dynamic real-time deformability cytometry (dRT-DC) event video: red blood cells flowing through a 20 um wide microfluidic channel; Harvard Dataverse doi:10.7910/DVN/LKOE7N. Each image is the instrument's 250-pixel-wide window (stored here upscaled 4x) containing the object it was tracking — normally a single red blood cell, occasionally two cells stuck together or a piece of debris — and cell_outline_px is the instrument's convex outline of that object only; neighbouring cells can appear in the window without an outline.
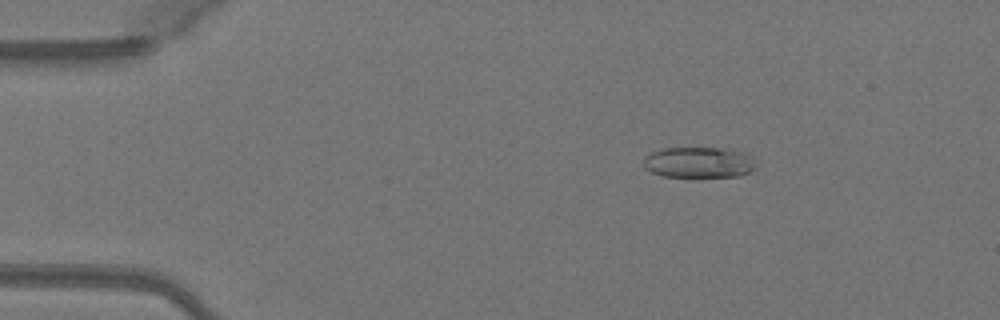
{"species": "Egyptian fruit bat (a non-hibernating species)", "species_latin": "Rousettus aegyptiacus", "temperature_condition": "warm", "stored_images_in_passage": 46, "camera_frame_rate_fps": 3000, "um_per_image_px": 0.085, "animal": {"sex": "female"}, "frame": {"image": 1, "passage_image": 5, "time_ms": 1.333, "image_size_px": [1000, 320], "cell_outline_px": [[752, 168], [748, 172], [740, 176], [696, 180], [692, 180], [660, 176], [644, 168], [644, 156], [660, 148], [728, 148], [744, 152], [752, 156]], "centroid_in_image_um": [59.34, 13.86], "position_along_channel_um": 25.7, "area_um2": 21.27}}
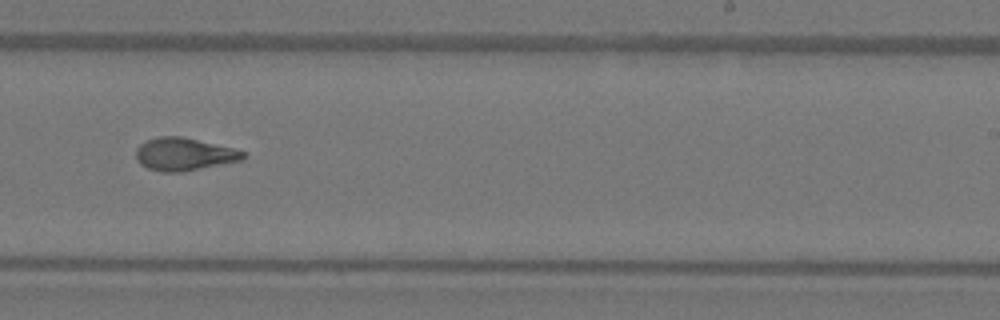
{"frame": {"image": 2, "passage_image": 28, "time_ms": 9.0, "image_size_px": [1000, 320], "cell_outline_px": [[244, 160], [180, 172], [160, 172], [148, 168], [140, 164], [136, 160], [136, 148], [144, 140], [156, 136], [180, 136], [232, 148], [244, 152]], "centroid_in_image_um": [15.58, 13.1], "position_along_channel_um": 273.4, "area_um2": 20.4}}
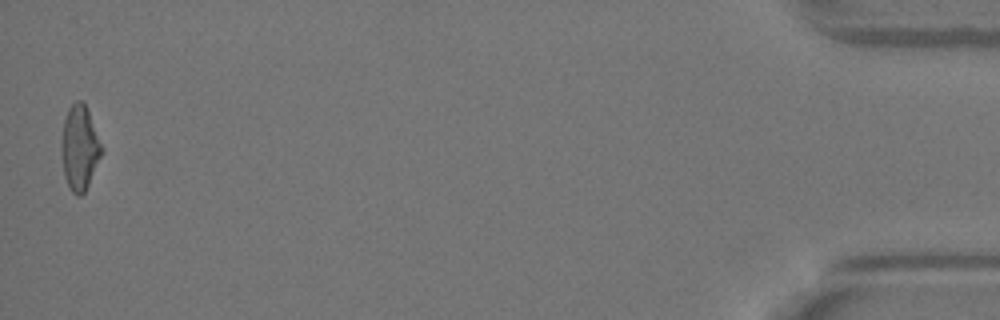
{"frame": {"image": 3, "passage_image": 46, "time_ms": 15.0, "image_size_px": [1000, 320], "cell_outline_px": [[104, 148], [88, 184], [84, 192], [80, 196], [76, 196], [68, 188], [64, 176], [60, 148], [60, 140], [64, 120], [68, 108], [76, 100], [80, 100], [84, 104], [88, 112]], "centroid_in_image_um": [6.74, 12.57], "position_along_channel_um": 428.5, "area_um2": 19.88}, "authors_computed_cell_mechanics": {"area_um2": 20.1433, "velocity_mm_per_s": 4.115, "shape_relaxation_time_tau1_ms": 4.5404, "shape_relaxation_time_tau2_ms": 2.0274, "deformation_change_tau1": 0.1868, "deformation_change_tau2": 0.1045}}